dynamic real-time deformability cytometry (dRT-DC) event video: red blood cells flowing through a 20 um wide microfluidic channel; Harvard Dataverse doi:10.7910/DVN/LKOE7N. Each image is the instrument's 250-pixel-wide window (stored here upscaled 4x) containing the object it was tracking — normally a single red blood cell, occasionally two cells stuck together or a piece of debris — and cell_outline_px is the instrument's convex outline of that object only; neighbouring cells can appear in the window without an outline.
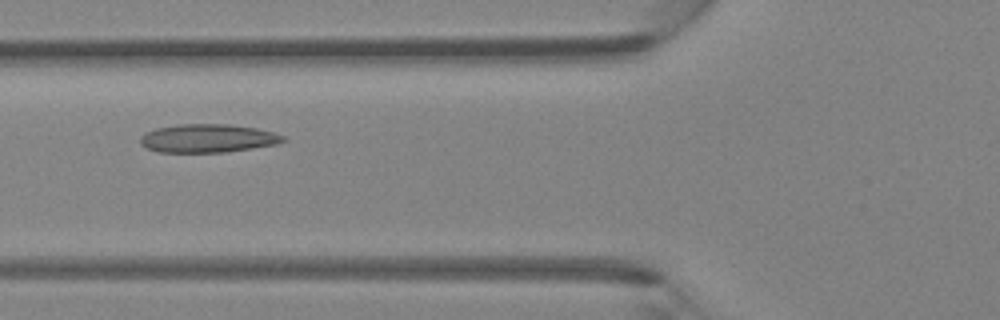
{"species": "Egyptian fruit bat (a non-hibernating species)", "species_latin": "Rousettus aegyptiacus", "temperature_condition": "room temperature", "stored_images_in_passage": 29, "camera_frame_rate_fps": 3000, "um_per_image_px": 0.085, "animal": {"sex": "female"}, "frame": {"image": 1, "passage_image": 7, "time_ms": 2.0, "image_size_px": [1000, 320], "cell_outline_px": [[288, 140], [276, 144], [252, 148], [224, 152], [156, 152], [140, 144], [140, 136], [144, 132], [156, 128], [176, 124], [228, 124], [256, 128], [272, 132], [284, 136]], "centroid_in_image_um": [17.63, 11.75], "position_along_channel_um": 108.2, "area_um2": 23.7}}
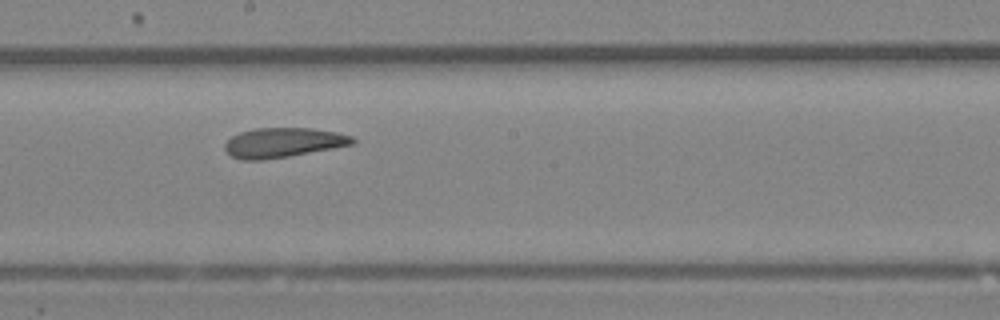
{"frame": {"image": 2, "passage_image": 15, "time_ms": 4.667, "image_size_px": [1000, 320], "cell_outline_px": [[356, 144], [288, 156], [264, 160], [240, 160], [232, 156], [224, 148], [224, 144], [232, 136], [240, 132], [256, 128], [312, 128], [336, 132], [352, 136], [356, 140]], "centroid_in_image_um": [24.08, 12.12], "position_along_channel_um": 224.1, "area_um2": 22.08}}
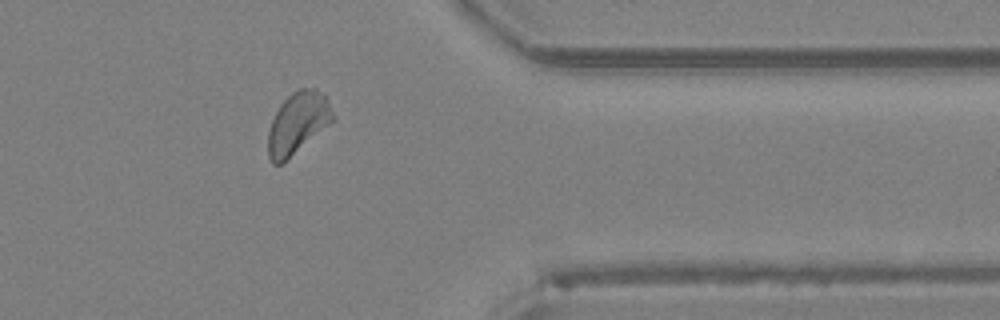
{"frame": {"image": 3, "passage_image": 27, "time_ms": 8.667, "image_size_px": [1000, 320], "cell_outline_px": [[336, 120], [280, 164], [272, 164], [268, 156], [268, 132], [272, 120], [280, 104], [292, 92], [300, 88], [316, 88], [324, 96], [336, 116]], "centroid_in_image_um": [25.32, 10.45], "position_along_channel_um": 386.1, "area_um2": 23.06}}